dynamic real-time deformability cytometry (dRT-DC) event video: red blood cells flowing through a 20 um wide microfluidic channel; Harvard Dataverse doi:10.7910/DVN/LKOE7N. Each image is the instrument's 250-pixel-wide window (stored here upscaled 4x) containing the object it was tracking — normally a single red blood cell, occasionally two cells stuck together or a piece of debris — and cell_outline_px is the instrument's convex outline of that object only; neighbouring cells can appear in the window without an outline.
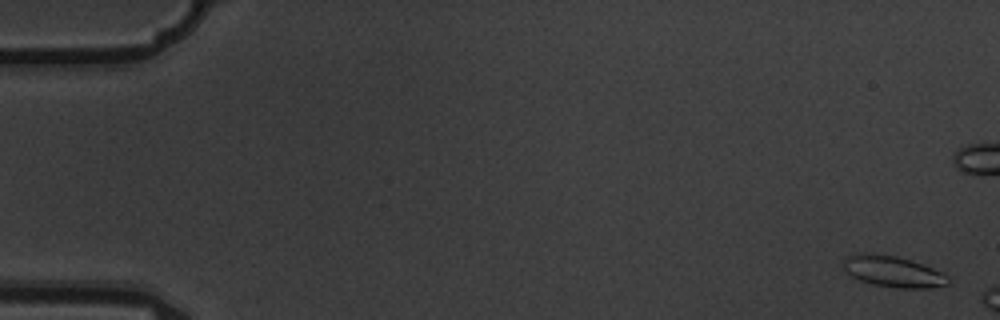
{"species": "common noctule bat (a hibernating species)", "species_latin": "Nyctalus noctula", "temperature_condition": "warm", "stored_images_in_passage": 3, "camera_frame_rate_fps": 3000, "um_per_image_px": 0.085, "animal": {"sex": "male", "body_mass_g": 19.5, "forearm_length_mm": 54.6}, "frame": {"image": 1, "passage_image": 1, "time_ms": 0.0, "image_size_px": [1000, 320], "cell_outline_px": [[948, 284], [928, 288], [900, 288], [872, 284], [860, 280], [852, 276], [844, 268], [844, 256], [896, 256], [932, 268], [948, 276]], "centroid_in_image_um": [75.95, 23.13], "position_along_channel_um": 9.0, "area_um2": 17.92}}